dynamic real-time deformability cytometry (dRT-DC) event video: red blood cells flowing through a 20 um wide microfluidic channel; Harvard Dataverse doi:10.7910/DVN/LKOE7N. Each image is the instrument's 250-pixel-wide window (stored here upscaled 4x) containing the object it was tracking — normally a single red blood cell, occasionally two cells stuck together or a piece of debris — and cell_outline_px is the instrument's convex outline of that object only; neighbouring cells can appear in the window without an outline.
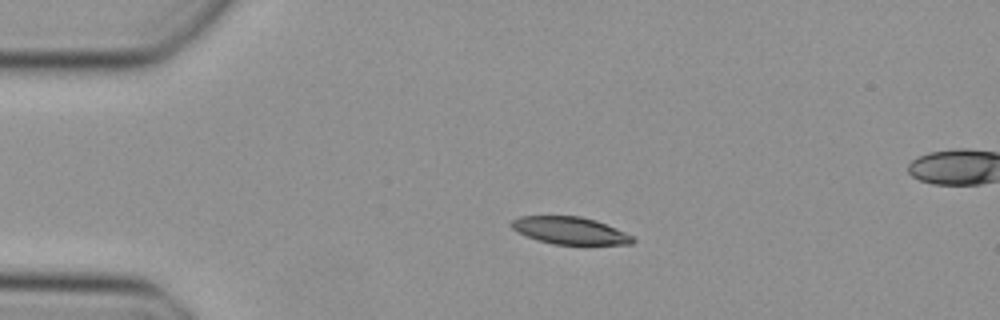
{"species": "Egyptian fruit bat (a non-hibernating species)", "species_latin": "Rousettus aegyptiacus", "temperature_condition": "cold", "stored_images_in_passage": 40, "segment_of_instrument_passage": [1, 2], "camera_frame_rate_fps": 3000, "um_per_image_px": 0.085, "animal": {"sex": "female"}, "frame": {"image": 1, "passage_image": 1, "time_ms": 0.0, "image_size_px": [1000, 320], "cell_outline_px": [[636, 240], [632, 244], [552, 244], [528, 236], [512, 228], [508, 224], [512, 220], [520, 216], [580, 216], [596, 220], [616, 228], [632, 236]], "centroid_in_image_um": [48.45, 19.59], "position_along_channel_um": 36.5, "area_um2": 19.07}}
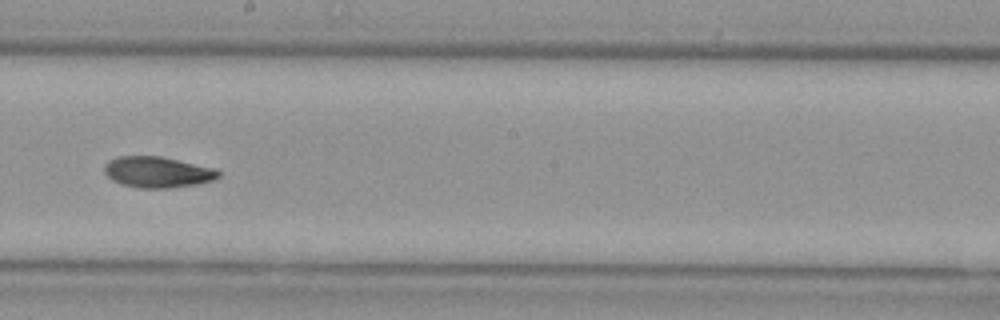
{"frame": {"image": 2, "passage_image": 18, "time_ms": 5.667, "image_size_px": [1000, 320], "cell_outline_px": [[220, 176], [212, 180], [196, 184], [168, 188], [140, 188], [120, 184], [112, 180], [104, 172], [104, 164], [108, 160], [116, 156], [160, 156], [212, 168], [220, 172]], "centroid_in_image_um": [13.32, 14.63], "position_along_channel_um": 234.9, "area_um2": 20.46}}
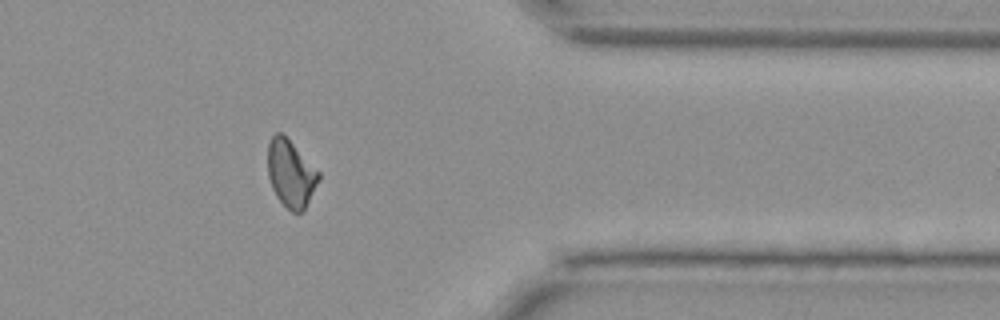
{"frame": {"image": 3, "passage_image": 30, "time_ms": 9.667, "image_size_px": [1000, 320], "cell_outline_px": [[320, 180], [304, 212], [292, 212], [276, 196], [272, 188], [268, 176], [268, 140], [276, 132], [280, 132], [320, 172]], "centroid_in_image_um": [24.73, 14.78], "position_along_channel_um": 386.7, "area_um2": 19.83}}